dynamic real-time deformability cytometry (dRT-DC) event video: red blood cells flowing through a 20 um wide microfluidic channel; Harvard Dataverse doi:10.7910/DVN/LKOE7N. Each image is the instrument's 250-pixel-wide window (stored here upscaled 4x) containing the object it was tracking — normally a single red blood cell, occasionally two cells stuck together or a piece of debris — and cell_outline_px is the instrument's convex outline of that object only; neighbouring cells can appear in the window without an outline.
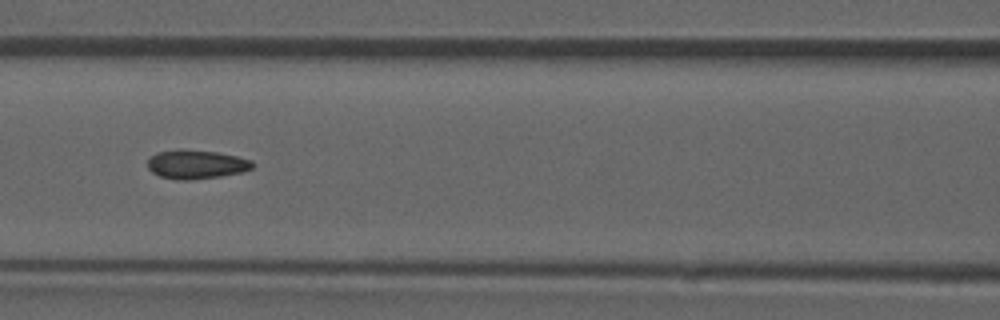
{"species": "common noctule bat (a hibernating species)", "species_latin": "Nyctalus noctula", "temperature_condition": "room temperature", "stored_images_in_passage": 41, "camera_frame_rate_fps": 3000, "um_per_image_px": 0.085, "animal": {"sex": "male", "forearm_length_mm": 52.5}, "frame": {"image": 1, "passage_image": 12, "time_ms": 3.667, "image_size_px": [1000, 320], "cell_outline_px": [[256, 164], [252, 168], [244, 172], [220, 176], [188, 180], [180, 180], [160, 176], [152, 172], [148, 168], [148, 160], [156, 152], [180, 148], [216, 152], [236, 156], [252, 160]], "centroid_in_image_um": [16.7, 13.96], "position_along_channel_um": 149.9, "area_um2": 17.8}, "authors_computed_cell_mechanics": {"area_um2": 17.2244, "velocity_mm_per_s": 3.9341, "shape_relaxation_time_tau1_ms": null, "shape_relaxation_time_tau2_ms": 1.881, "deformation_change_tau1": null, "deformation_change_tau2": 0.0676}}